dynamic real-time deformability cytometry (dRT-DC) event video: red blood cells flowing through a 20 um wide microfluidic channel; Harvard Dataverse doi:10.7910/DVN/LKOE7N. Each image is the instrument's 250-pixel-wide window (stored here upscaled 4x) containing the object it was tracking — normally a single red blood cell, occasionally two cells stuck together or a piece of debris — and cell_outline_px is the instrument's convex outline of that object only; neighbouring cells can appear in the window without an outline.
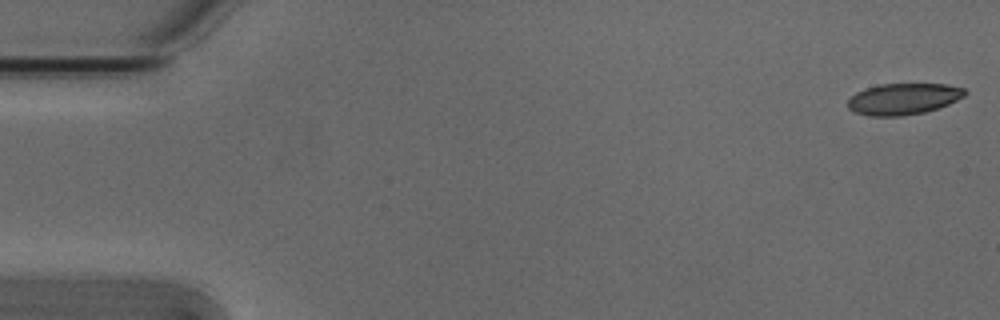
{"species": "Egyptian fruit bat (a non-hibernating species)", "species_latin": "Rousettus aegyptiacus", "temperature_condition": "cold", "stored_images_in_passage": 2, "camera_frame_rate_fps": 3000, "um_per_image_px": 0.085, "animal": {"sex": "male"}, "frame": {"image": 1, "passage_image": 2, "time_ms": 0.333, "image_size_px": [1000, 320], "cell_outline_px": [[968, 92], [964, 96], [948, 104], [924, 112], [904, 116], [868, 116], [856, 112], [848, 108], [848, 100], [856, 92], [864, 88], [880, 84], [948, 84], [964, 88]], "centroid_in_image_um": [76.78, 8.4], "position_along_channel_um": 8.2, "area_um2": 21.39}}